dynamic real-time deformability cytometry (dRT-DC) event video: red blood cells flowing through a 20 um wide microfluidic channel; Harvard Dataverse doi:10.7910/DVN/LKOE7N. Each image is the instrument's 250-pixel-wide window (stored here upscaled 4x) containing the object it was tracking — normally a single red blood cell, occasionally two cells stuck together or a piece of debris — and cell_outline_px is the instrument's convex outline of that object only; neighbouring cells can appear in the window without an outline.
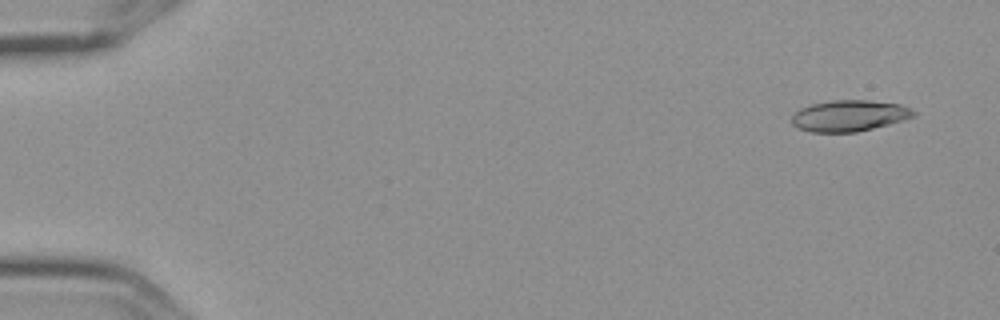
{"species": "Egyptian fruit bat (a non-hibernating species)", "species_latin": "Rousettus aegyptiacus", "temperature_condition": "cold", "stored_images_in_passage": 6, "camera_frame_rate_fps": 3000, "um_per_image_px": 0.085, "frame": {"image": 1, "passage_image": 1, "time_ms": 0.0, "image_size_px": [1000, 320], "cell_outline_px": [[916, 116], [888, 124], [856, 132], [812, 132], [796, 128], [792, 124], [792, 116], [800, 108], [812, 104], [832, 100], [868, 100], [900, 104], [916, 112]], "centroid_in_image_um": [72.16, 9.84], "position_along_channel_um": 12.8, "area_um2": 22.02}}
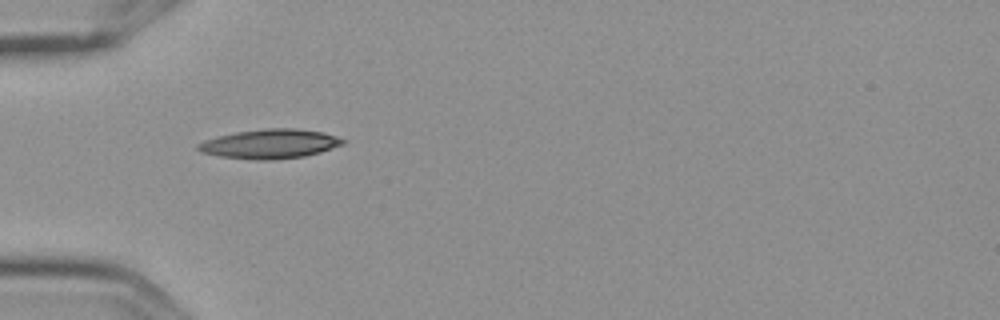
{"frame": {"image": 2, "passage_image": 5, "time_ms": 1.333, "image_size_px": [1000, 320], "cell_outline_px": [[348, 140], [344, 144], [320, 152], [304, 156], [272, 160], [256, 160], [220, 156], [200, 152], [196, 148], [196, 144], [204, 140], [216, 136], [236, 132], [264, 128], [296, 128], [324, 132]], "centroid_in_image_um": [22.94, 12.22], "position_along_channel_um": 62.1, "area_um2": 24.97}}
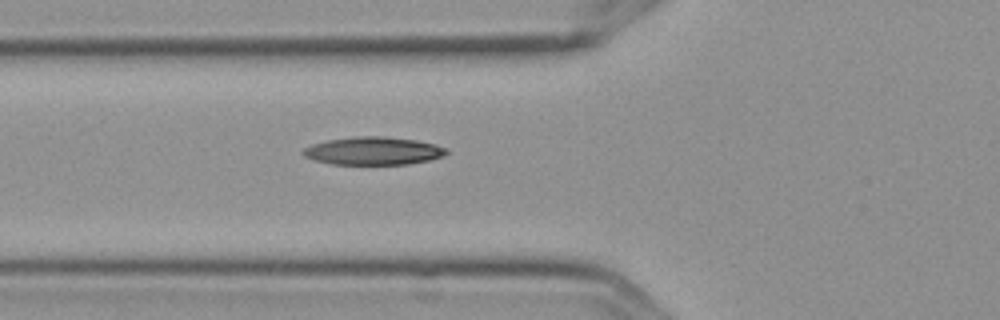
{"frame": {"image": 3, "passage_image": 6, "time_ms": 1.667, "image_size_px": [1000, 320], "cell_outline_px": [[448, 152], [444, 156], [428, 160], [408, 164], [332, 164], [312, 160], [304, 156], [300, 152], [304, 148], [312, 144], [328, 140], [356, 136], [384, 136], [416, 140], [436, 144], [448, 148]], "centroid_in_image_um": [31.73, 12.82], "position_along_channel_um": 94.1, "area_um2": 23.47}}